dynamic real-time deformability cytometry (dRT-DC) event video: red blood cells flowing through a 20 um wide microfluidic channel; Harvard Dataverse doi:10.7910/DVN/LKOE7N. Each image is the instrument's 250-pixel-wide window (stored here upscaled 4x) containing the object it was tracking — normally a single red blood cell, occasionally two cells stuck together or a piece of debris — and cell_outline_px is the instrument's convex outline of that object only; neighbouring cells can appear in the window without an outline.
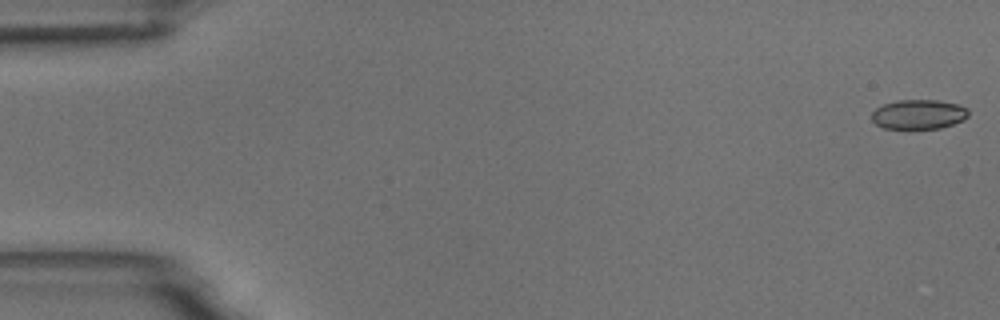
{"species": "common noctule bat (a hibernating species)", "species_latin": "Nyctalus noctula", "temperature_condition": "room temperature", "stored_images_in_passage": 4, "camera_frame_rate_fps": 3000, "um_per_image_px": 0.085, "animal": {"sex": "male", "body_mass_g": 18.8}, "frame": {"image": 1, "passage_image": 1, "time_ms": 0.0, "image_size_px": [1000, 320], "cell_outline_px": [[968, 116], [964, 120], [940, 128], [884, 128], [876, 124], [872, 120], [872, 112], [876, 108], [884, 104], [896, 100], [936, 100], [956, 104], [968, 108]], "centroid_in_image_um": [78.08, 9.71], "position_along_channel_um": 6.9, "area_um2": 16.53}}